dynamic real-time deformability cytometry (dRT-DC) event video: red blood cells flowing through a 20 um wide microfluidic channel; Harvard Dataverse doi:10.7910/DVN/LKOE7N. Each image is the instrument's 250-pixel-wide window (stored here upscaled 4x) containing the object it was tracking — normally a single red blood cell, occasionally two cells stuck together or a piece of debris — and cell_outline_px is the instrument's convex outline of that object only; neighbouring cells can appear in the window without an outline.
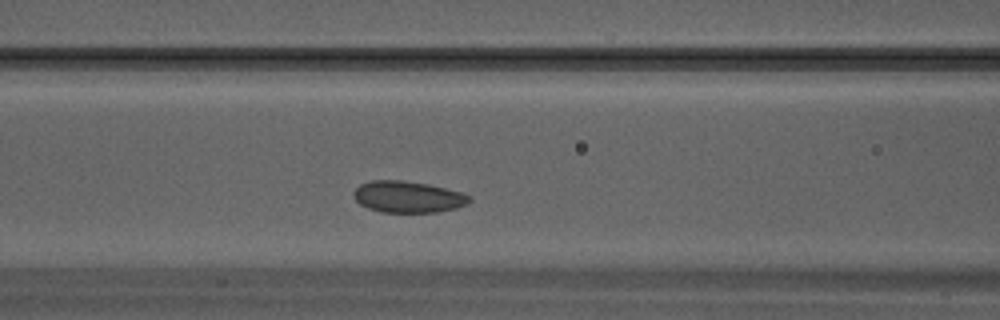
{"species": "Egyptian fruit bat (a non-hibernating species)", "species_latin": "Rousettus aegyptiacus", "temperature_condition": "warm", "stored_images_in_passage": 24, "camera_frame_rate_fps": 3000, "um_per_image_px": 0.085, "animal": {"sex": "male"}, "frame": {"image": 1, "passage_image": 5, "time_ms": 1.333, "image_size_px": [1000, 320], "cell_outline_px": [[472, 200], [468, 204], [456, 208], [436, 212], [380, 212], [368, 208], [360, 204], [356, 200], [352, 192], [360, 184], [372, 180], [400, 180], [428, 184], [464, 192], [472, 196]], "centroid_in_image_um": [34.71, 16.73], "position_along_channel_um": 131.9, "area_um2": 21.44}}
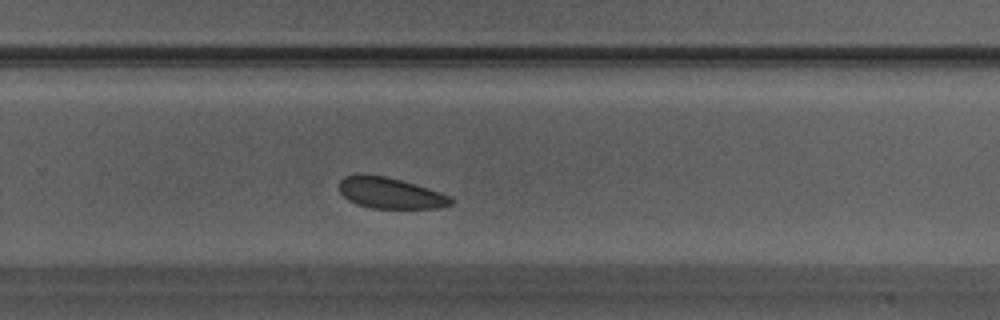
{"frame": {"image": 2, "passage_image": 13, "time_ms": 4.0, "image_size_px": [1000, 320], "cell_outline_px": [[452, 204], [440, 208], [372, 208], [348, 200], [340, 192], [340, 180], [344, 176], [360, 172], [384, 176], [416, 184], [452, 196]], "centroid_in_image_um": [33.17, 16.39], "position_along_channel_um": 296.6, "area_um2": 20.29}}
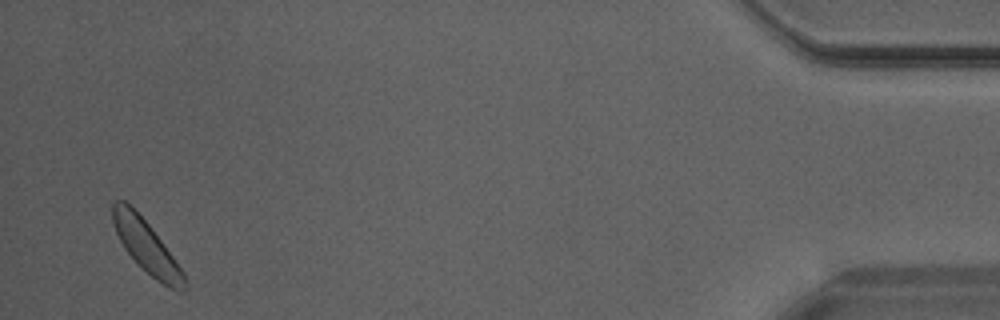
{"frame": {"image": 3, "passage_image": 23, "time_ms": 7.333, "image_size_px": [1000, 320], "cell_outline_px": [[188, 288], [184, 292], [168, 288], [156, 280], [124, 248], [112, 224], [112, 204], [116, 200], [124, 200], [148, 224], [184, 272], [188, 284]], "centroid_in_image_um": [12.48, 21.0], "position_along_channel_um": 422.7, "area_um2": 21.33}}